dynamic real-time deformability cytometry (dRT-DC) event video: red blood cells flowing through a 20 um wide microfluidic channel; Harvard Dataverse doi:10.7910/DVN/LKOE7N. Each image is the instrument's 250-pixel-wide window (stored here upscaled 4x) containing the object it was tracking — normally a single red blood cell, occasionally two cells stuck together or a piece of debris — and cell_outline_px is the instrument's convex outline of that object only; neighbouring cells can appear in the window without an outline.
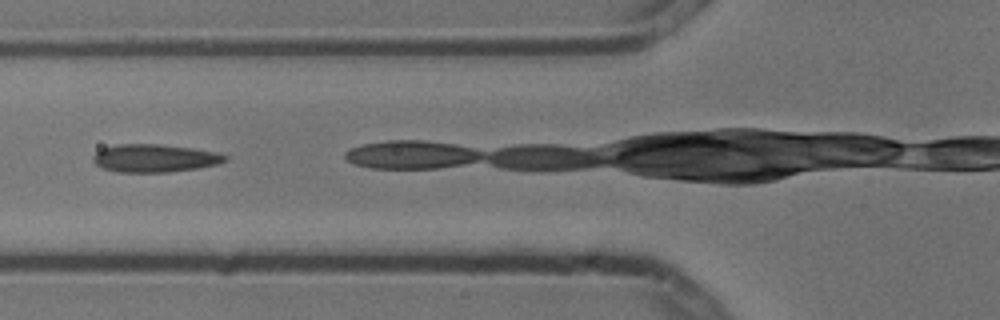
{"species": "common noctule bat (a hibernating species)", "species_latin": "Nyctalus noctula", "temperature_condition": "cold", "stored_images_in_passage": 3, "camera_frame_rate_fps": 3000, "um_per_image_px": 0.085, "animal": {"sex": "male", "body_mass_g": 13.3}, "frame": {"image": 1, "passage_image": 3, "time_ms": 0.667, "image_size_px": [1000, 320], "cell_outline_px": [[228, 160], [216, 164], [196, 168], [168, 172], [120, 172], [104, 168], [96, 164], [92, 160], [92, 156], [96, 152], [104, 148], [116, 144], [160, 144], [192, 148], [216, 152], [228, 156]], "centroid_in_image_um": [13.14, 13.44], "position_along_channel_um": 112.7, "area_um2": 21.33}}